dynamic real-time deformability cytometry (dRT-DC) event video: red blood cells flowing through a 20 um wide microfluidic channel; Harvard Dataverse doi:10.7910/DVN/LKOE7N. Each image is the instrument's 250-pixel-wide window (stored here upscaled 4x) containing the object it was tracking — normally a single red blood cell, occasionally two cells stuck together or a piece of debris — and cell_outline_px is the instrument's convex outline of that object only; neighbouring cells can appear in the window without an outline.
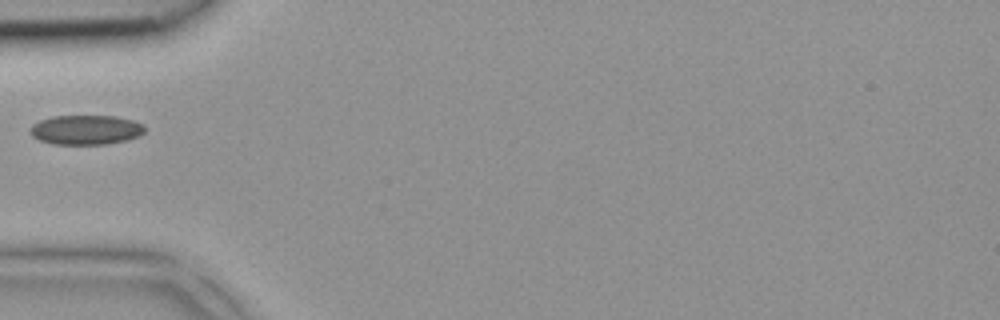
{"species": "common noctule bat (a hibernating species)", "species_latin": "Nyctalus noctula", "temperature_condition": "room temperature", "stored_images_in_passage": 1, "camera_frame_rate_fps": 3000, "um_per_image_px": 0.085, "animal": {"sex": "female", "body_mass_g": 18.4}, "frame": {"image": 1, "passage_image": 1, "time_ms": 0.0, "image_size_px": [1000, 320], "cell_outline_px": [[144, 132], [140, 136], [128, 140], [108, 144], [52, 144], [40, 140], [32, 136], [32, 124], [40, 120], [52, 116], [116, 116], [132, 120], [144, 124]], "centroid_in_image_um": [7.34, 11.04], "position_along_channel_um": 77.7, "area_um2": 19.77}}